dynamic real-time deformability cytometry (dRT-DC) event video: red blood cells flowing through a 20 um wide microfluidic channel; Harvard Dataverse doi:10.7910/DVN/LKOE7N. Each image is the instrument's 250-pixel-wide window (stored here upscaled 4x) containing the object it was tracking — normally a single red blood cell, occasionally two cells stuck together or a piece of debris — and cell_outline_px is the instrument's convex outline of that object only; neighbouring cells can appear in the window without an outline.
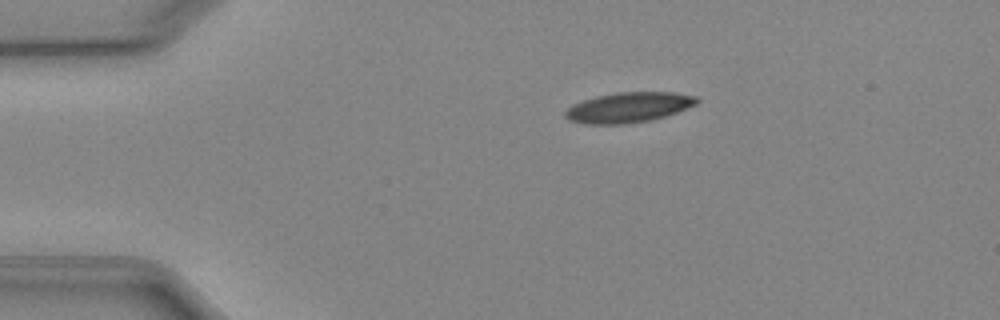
{"species": "Egyptian fruit bat (a non-hibernating species)", "species_latin": "Rousettus aegyptiacus", "temperature_condition": "cold", "stored_images_in_passage": 42, "camera_frame_rate_fps": 3000, "um_per_image_px": 0.085, "animal": {"sex": "female"}, "frame": {"image": 1, "passage_image": 1, "time_ms": 0.0, "image_size_px": [1000, 320], "cell_outline_px": [[700, 100], [696, 104], [676, 112], [652, 120], [624, 124], [584, 124], [568, 120], [564, 116], [564, 112], [572, 104], [596, 96], [616, 92], [676, 92], [696, 96]], "centroid_in_image_um": [53.41, 9.13], "position_along_channel_um": 31.6, "area_um2": 23.24}}
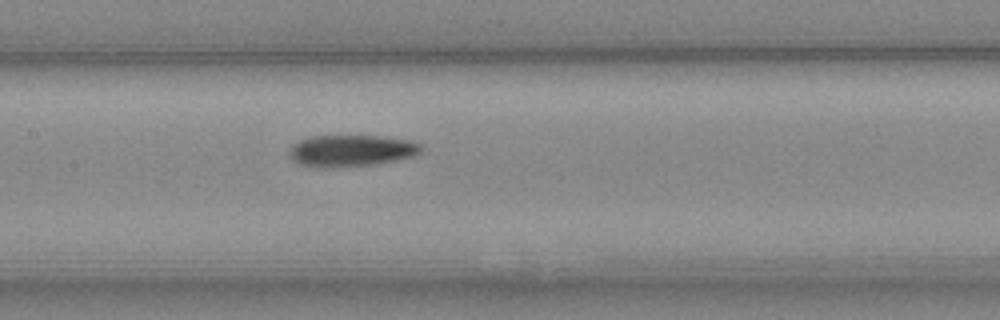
{"frame": {"image": 2, "passage_image": 16, "time_ms": 5.0, "image_size_px": [1000, 320], "cell_outline_px": [[424, 148], [416, 156], [376, 164], [324, 168], [320, 168], [300, 164], [292, 160], [288, 152], [292, 144], [300, 140], [312, 136], [376, 136], [408, 140], [420, 144]], "centroid_in_image_um": [29.84, 12.81], "position_along_channel_um": 177.6, "area_um2": 24.33}}
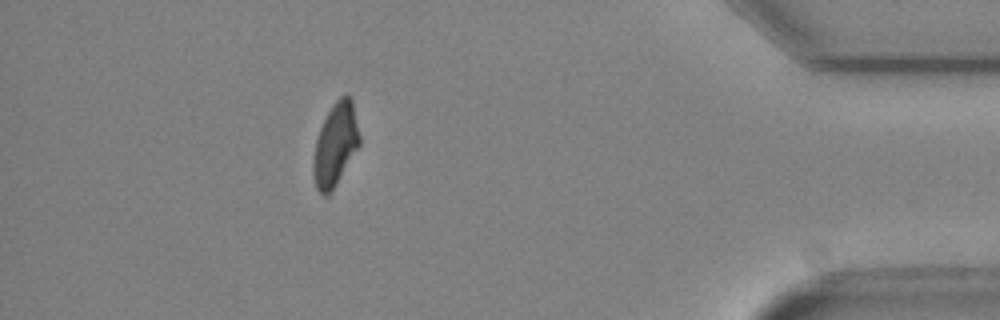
{"frame": {"image": 3, "passage_image": 37, "time_ms": 12.0, "image_size_px": [1000, 320], "cell_outline_px": [[360, 144], [328, 196], [324, 196], [316, 188], [312, 172], [312, 160], [316, 140], [320, 128], [332, 104], [340, 96], [348, 96], [352, 100], [360, 136]], "centroid_in_image_um": [28.49, 12.3], "position_along_channel_um": 406.7, "area_um2": 22.02}, "authors_computed_cell_mechanics": {"area_um2": 23.5246, "velocity_mm_per_s": 3.9492, "shape_relaxation_time_tau1_ms": 4.9052, "shape_relaxation_time_tau2_ms": 9.571, "deformation_change_tau1": 0.1415, "deformation_change_tau2": 0.1696}}